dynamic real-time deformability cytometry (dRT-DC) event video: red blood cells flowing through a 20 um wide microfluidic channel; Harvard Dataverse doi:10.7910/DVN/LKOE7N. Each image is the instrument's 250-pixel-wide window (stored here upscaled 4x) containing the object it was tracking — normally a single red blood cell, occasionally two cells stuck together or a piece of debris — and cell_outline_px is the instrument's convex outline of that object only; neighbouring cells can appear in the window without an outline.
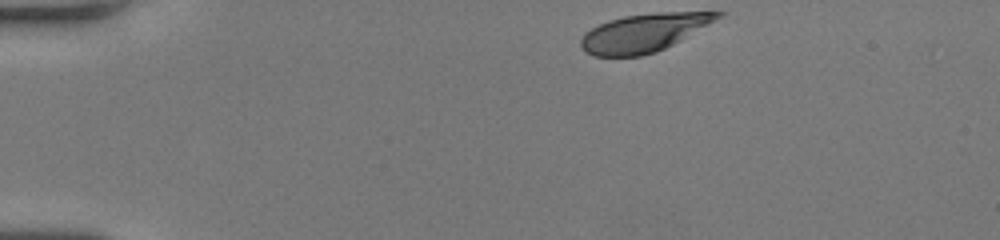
{"species": "human", "species_latin": "Homo sapiens", "temperature_condition": "room temperature", "stored_images_in_passage": 18, "camera_frame_rate_fps": 3000, "um_per_image_px": 0.085, "donor": {"sex": "female"}, "frame": {"image": 1, "passage_image": 1, "time_ms": 0.0, "image_size_px": [1000, 240], "cell_outline_px": [[728, 12], [708, 24], [680, 40], [656, 52], [640, 56], [592, 56], [584, 52], [580, 44], [580, 40], [584, 32], [608, 20], [624, 16], [656, 12]], "centroid_in_image_um": [54.66, 2.79], "position_along_channel_um": 30.3, "area_um2": 30.11}}
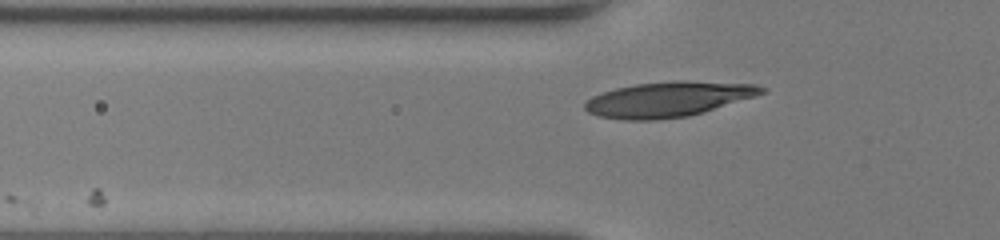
{"frame": {"image": 2, "passage_image": 10, "time_ms": 3.0, "image_size_px": [1000, 240], "cell_outline_px": [[768, 88], [764, 92], [756, 96], [704, 112], [688, 116], [652, 120], [624, 120], [600, 116], [588, 112], [584, 108], [584, 104], [592, 96], [616, 88], [636, 84], [676, 80], [684, 80], [756, 84]], "centroid_in_image_um": [56.84, 8.43], "position_along_channel_um": 69.0, "area_um2": 36.18}}
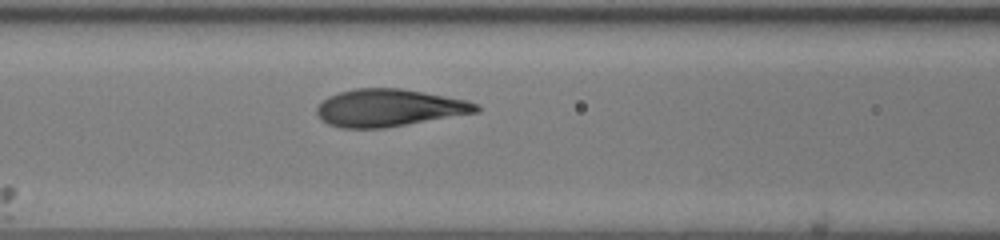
{"frame": {"image": 3, "passage_image": 15, "time_ms": 4.667, "image_size_px": [1000, 240], "cell_outline_px": [[480, 112], [384, 128], [340, 128], [328, 124], [320, 120], [316, 112], [316, 108], [328, 96], [340, 92], [356, 88], [400, 88], [468, 100], [480, 104]], "centroid_in_image_um": [33.09, 9.17], "position_along_channel_um": 133.5, "area_um2": 34.85}}